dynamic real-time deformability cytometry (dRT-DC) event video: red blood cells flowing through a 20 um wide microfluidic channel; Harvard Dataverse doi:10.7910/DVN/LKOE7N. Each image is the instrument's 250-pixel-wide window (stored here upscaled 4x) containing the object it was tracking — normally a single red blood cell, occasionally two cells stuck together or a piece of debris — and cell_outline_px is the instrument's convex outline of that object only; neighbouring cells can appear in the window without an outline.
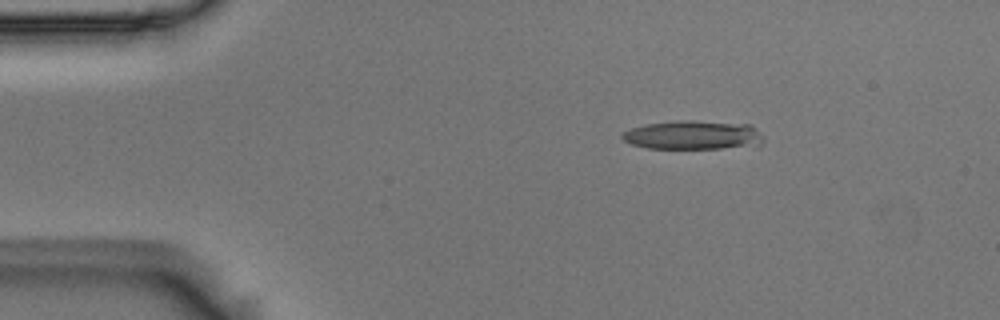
{"species": "Egyptian fruit bat (a non-hibernating species)", "species_latin": "Rousettus aegyptiacus", "temperature_condition": "room temperature", "stored_images_in_passage": 4, "camera_frame_rate_fps": 3000, "um_per_image_px": 0.085, "animal": {"sex": "male"}, "frame": {"image": 1, "passage_image": 1, "time_ms": 0.0, "image_size_px": [1000, 320], "cell_outline_px": [[764, 140], [760, 144], [720, 148], [648, 148], [632, 144], [624, 140], [620, 136], [624, 132], [632, 128], [648, 124], [676, 120], [692, 120], [748, 124], [760, 132], [764, 136]], "centroid_in_image_um": [58.91, 11.47], "position_along_channel_um": 26.1, "area_um2": 23.52}}